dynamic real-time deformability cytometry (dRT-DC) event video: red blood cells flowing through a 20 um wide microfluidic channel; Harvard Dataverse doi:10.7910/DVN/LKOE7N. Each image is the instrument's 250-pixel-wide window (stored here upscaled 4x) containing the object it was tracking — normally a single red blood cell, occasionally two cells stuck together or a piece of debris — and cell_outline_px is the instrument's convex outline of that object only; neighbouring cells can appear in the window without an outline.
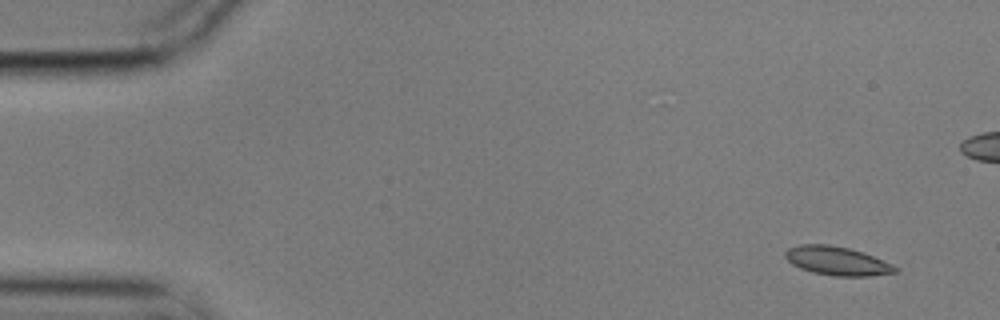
{"species": "common noctule bat (a hibernating species)", "species_latin": "Nyctalus noctula", "temperature_condition": "cold", "stored_images_in_passage": 11, "camera_frame_rate_fps": 3000, "um_per_image_px": 0.085, "animal": {"sex": "male", "body_mass_g": 17.9}, "frame": {"image": 1, "passage_image": 1, "time_ms": 0.0, "image_size_px": [1000, 320], "cell_outline_px": [[900, 272], [868, 276], [832, 276], [812, 272], [800, 268], [792, 264], [784, 256], [784, 252], [788, 248], [800, 244], [828, 244], [848, 248], [872, 256], [892, 264], [900, 268]], "centroid_in_image_um": [71.15, 22.18], "position_along_channel_um": 13.9, "area_um2": 18.44}}
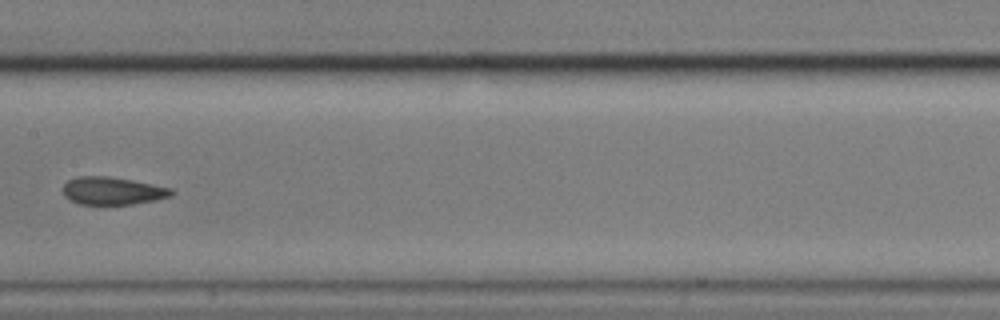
{"frame": {"image": 2, "passage_image": 8, "time_ms": 2.333, "image_size_px": [1000, 320], "cell_outline_px": [[176, 192], [172, 196], [156, 200], [132, 204], [80, 204], [64, 196], [64, 184], [68, 180], [80, 176], [108, 176], [132, 180], [172, 188]], "centroid_in_image_um": [9.61, 16.22], "position_along_channel_um": 197.8, "area_um2": 17.46}}
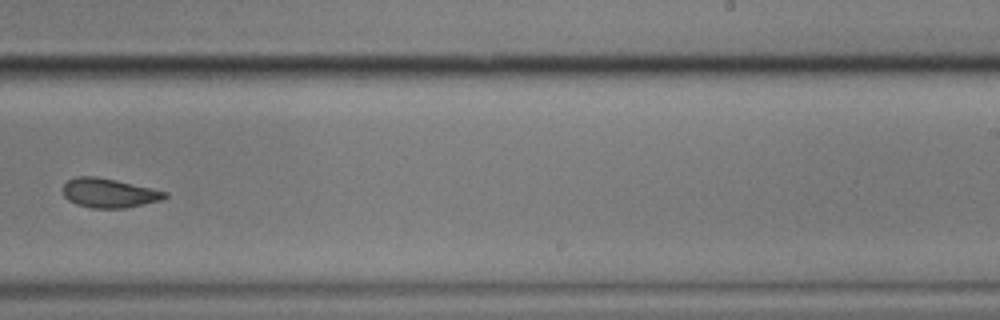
{"frame": {"image": 3, "passage_image": 10, "time_ms": 3.0, "image_size_px": [1000, 320], "cell_outline_px": [[168, 196], [164, 200], [124, 208], [92, 208], [76, 204], [68, 200], [64, 196], [60, 188], [68, 180], [76, 176], [96, 176], [116, 180], [152, 188], [168, 192]], "centroid_in_image_um": [9.25, 16.4], "position_along_channel_um": 279.7, "area_um2": 17.63}}